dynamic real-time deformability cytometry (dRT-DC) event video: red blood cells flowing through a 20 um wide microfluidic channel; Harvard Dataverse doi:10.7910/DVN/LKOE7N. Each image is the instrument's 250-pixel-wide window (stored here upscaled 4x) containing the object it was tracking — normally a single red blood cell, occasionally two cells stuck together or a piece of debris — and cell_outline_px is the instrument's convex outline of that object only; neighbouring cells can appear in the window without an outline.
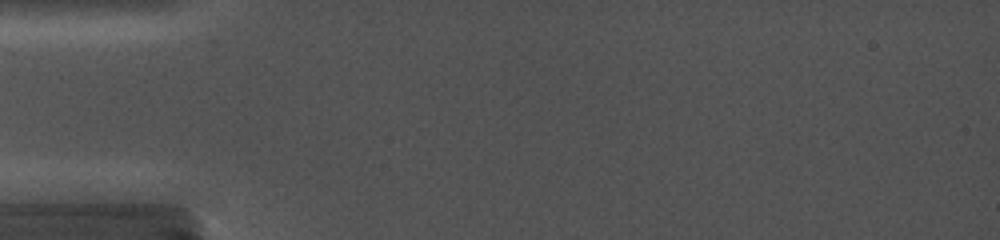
{"species": "common noctule bat (a hibernating species)", "species_latin": "Nyctalus noctula", "temperature_condition": "cold", "stored_images_in_passage": 2, "camera_frame_rate_fps": 5000, "um_per_image_px": 0.085, "animal": {"sex": "female", "body_mass_g": 19.0, "forearm_length_mm": 56.7}, "frame": {"image": 1, "passage_image": 2, "time_ms": 0.2, "image_size_px": [1000, 240], "cell_outline_px": [[764, 96], [680, 96], [652, 92], [648, 84], [652, 80], [748, 84], [760, 92]], "centroid_in_image_um": [59.71, 7.55], "position_along_channel_um": 25.3, "area_um2": 10.23}}